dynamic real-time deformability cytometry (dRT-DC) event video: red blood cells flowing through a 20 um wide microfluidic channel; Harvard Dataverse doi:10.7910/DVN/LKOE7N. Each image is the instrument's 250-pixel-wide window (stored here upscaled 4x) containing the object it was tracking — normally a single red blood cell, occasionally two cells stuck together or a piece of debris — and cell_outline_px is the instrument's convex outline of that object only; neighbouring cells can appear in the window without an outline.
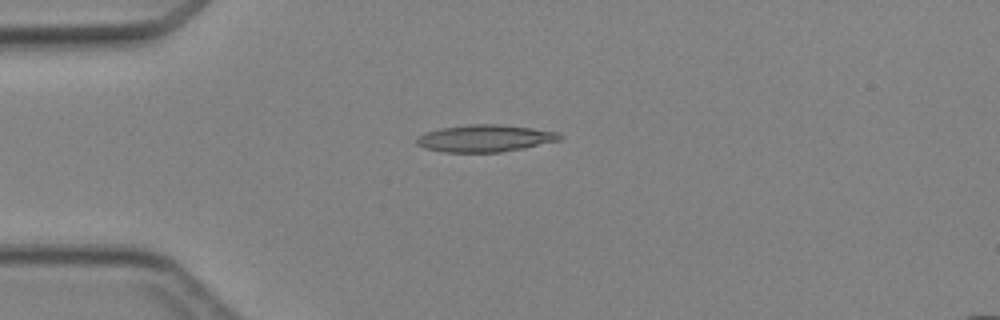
{"species": "Egyptian fruit bat (a non-hibernating species)", "species_latin": "Rousettus aegyptiacus", "temperature_condition": "cold", "stored_images_in_passage": 6, "camera_frame_rate_fps": 3000, "um_per_image_px": 0.085, "animal": {"sex": "female"}, "frame": {"image": 1, "passage_image": 4, "time_ms": 3.667, "image_size_px": [1000, 320], "cell_outline_px": [[564, 136], [560, 140], [524, 148], [500, 152], [444, 152], [424, 148], [416, 144], [416, 136], [424, 132], [440, 128], [468, 124], [500, 124], [532, 128], [556, 132]], "centroid_in_image_um": [41.18, 11.75], "position_along_channel_um": 43.8, "area_um2": 22.72}}
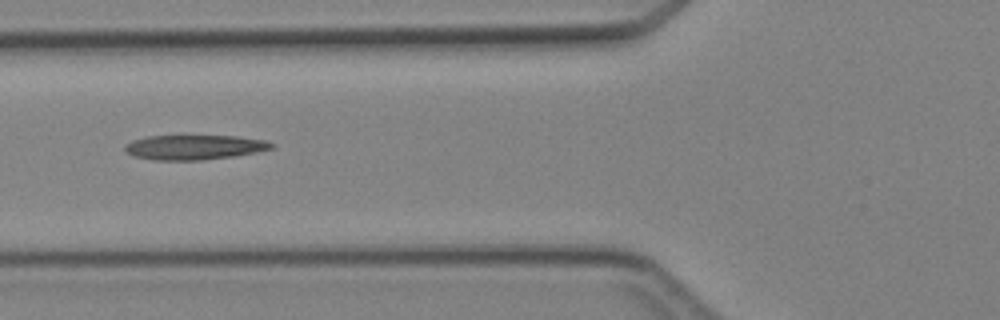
{"frame": {"image": 2, "passage_image": 6, "time_ms": 5.667, "image_size_px": [1000, 320], "cell_outline_px": [[276, 144], [272, 148], [256, 152], [236, 156], [204, 160], [156, 160], [132, 156], [124, 148], [132, 140], [148, 136], [236, 136], [264, 140]], "centroid_in_image_um": [16.54, 12.52], "position_along_channel_um": 109.3, "area_um2": 21.04}}